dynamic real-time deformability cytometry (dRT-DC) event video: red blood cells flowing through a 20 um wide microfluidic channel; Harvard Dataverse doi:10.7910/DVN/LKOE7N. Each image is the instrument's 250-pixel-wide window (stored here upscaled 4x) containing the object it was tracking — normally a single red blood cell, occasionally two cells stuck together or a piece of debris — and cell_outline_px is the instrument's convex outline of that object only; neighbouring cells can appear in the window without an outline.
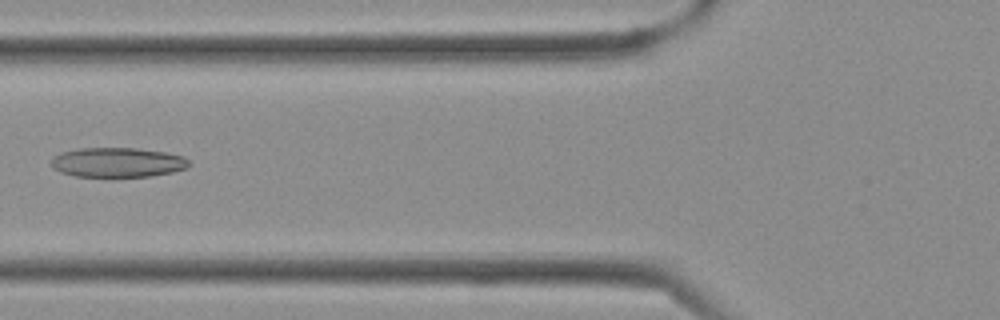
{"species": "Egyptian fruit bat (a non-hibernating species)", "species_latin": "Rousettus aegyptiacus", "temperature_condition": "cold", "stored_images_in_passage": 35, "camera_frame_rate_fps": 3000, "um_per_image_px": 0.085, "frame": {"image": 1, "passage_image": 14, "time_ms": 4.333, "image_size_px": [1000, 320], "cell_outline_px": [[192, 164], [188, 168], [172, 172], [148, 176], [76, 176], [60, 172], [52, 168], [52, 156], [60, 152], [80, 148], [136, 148], [164, 152], [184, 156]], "centroid_in_image_um": [9.99, 13.79], "position_along_channel_um": 115.8, "area_um2": 23.81}}
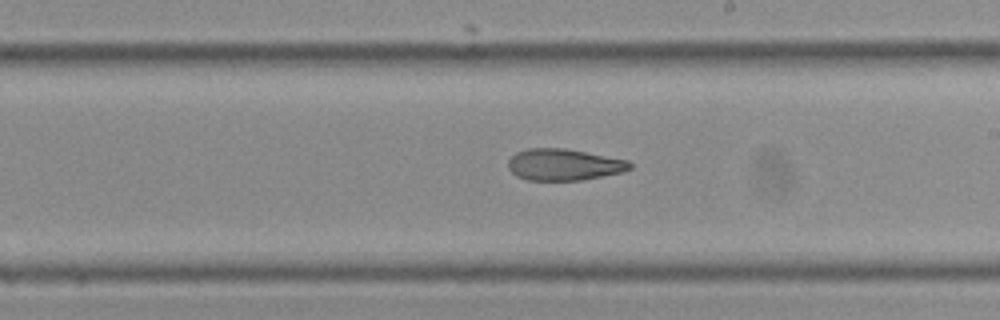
{"frame": {"image": 2, "passage_image": 21, "time_ms": 6.667, "image_size_px": [1000, 320], "cell_outline_px": [[632, 168], [624, 172], [580, 180], [528, 180], [516, 176], [508, 168], [508, 160], [516, 152], [528, 148], [564, 148], [628, 160], [632, 164]], "centroid_in_image_um": [47.93, 13.99], "position_along_channel_um": 241.1, "area_um2": 22.37}}
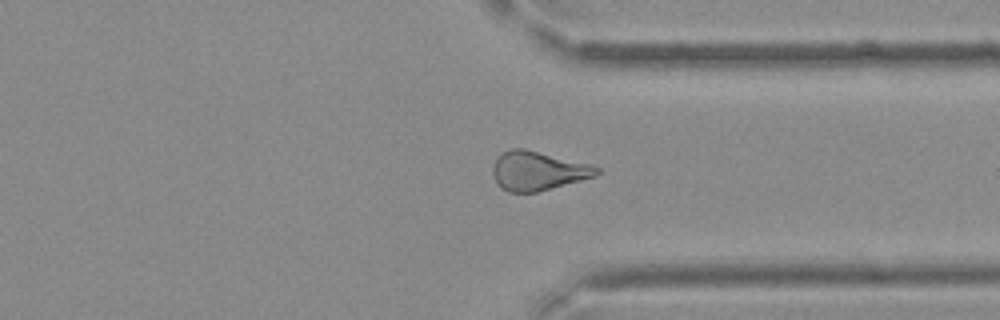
{"frame": {"image": 3, "passage_image": 28, "time_ms": 9.0, "image_size_px": [1000, 320], "cell_outline_px": [[600, 172], [596, 176], [536, 192], [508, 192], [500, 188], [492, 172], [492, 168], [496, 160], [504, 152], [512, 148], [524, 148], [592, 164], [600, 168]], "centroid_in_image_um": [45.74, 14.52], "position_along_channel_um": 365.7, "area_um2": 23.52}}